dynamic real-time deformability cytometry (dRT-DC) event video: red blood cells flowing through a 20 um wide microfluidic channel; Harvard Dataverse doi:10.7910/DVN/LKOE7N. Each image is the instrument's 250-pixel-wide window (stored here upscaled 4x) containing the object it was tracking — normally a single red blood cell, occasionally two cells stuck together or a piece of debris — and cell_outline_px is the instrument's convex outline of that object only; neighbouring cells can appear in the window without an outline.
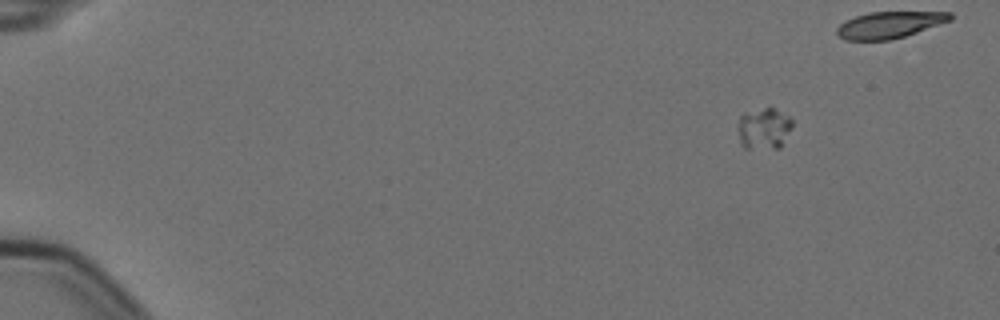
{"species": "Egyptian fruit bat (a non-hibernating species)", "species_latin": "Rousettus aegyptiacus", "temperature_condition": "cold", "stored_images_in_passage": 10, "segment_of_instrument_passage": [1, 2], "camera_frame_rate_fps": 3000, "um_per_image_px": 0.085, "animal": {"sex": "female"}, "frame": {"image": 1, "passage_image": 1, "time_ms": 0.0, "image_size_px": [1000, 320], "cell_outline_px": [[792, 128], [780, 148], [744, 148], [740, 140], [736, 128], [736, 124], [740, 116], [764, 108], [772, 108], [788, 116], [792, 120]], "centroid_in_image_um": [64.92, 10.95], "position_along_channel_um": 20.1, "area_um2": 13.01}}
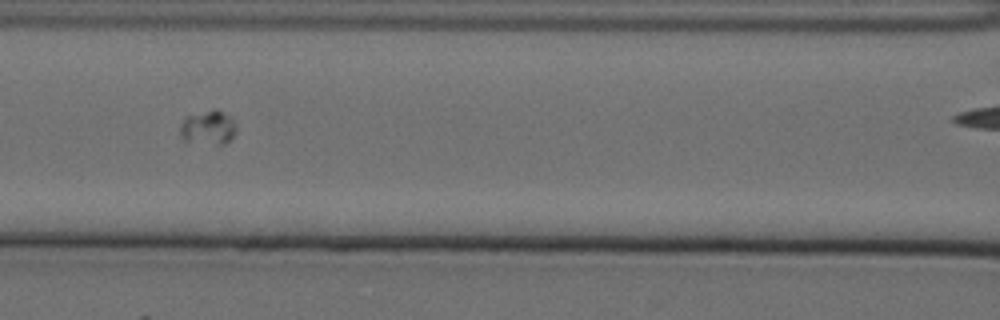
{"frame": {"image": 2, "passage_image": 7, "time_ms": 2.0, "image_size_px": [1000, 320], "cell_outline_px": [[236, 132], [224, 144], [216, 144], [184, 140], [180, 136], [180, 124], [188, 116], [216, 108], [224, 112], [236, 124]], "centroid_in_image_um": [17.7, 10.83], "position_along_channel_um": 148.9, "area_um2": 10.92}}
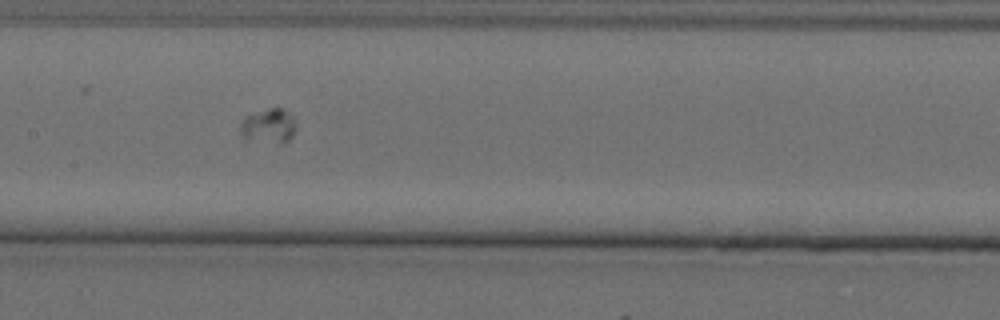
{"frame": {"image": 3, "passage_image": 8, "time_ms": 2.333, "image_size_px": [1000, 320], "cell_outline_px": [[296, 128], [292, 136], [284, 144], [244, 136], [240, 132], [240, 124], [244, 116], [272, 108], [280, 108], [288, 112], [292, 116], [296, 124]], "centroid_in_image_um": [22.87, 10.68], "position_along_channel_um": 184.5, "area_um2": 10.75}}